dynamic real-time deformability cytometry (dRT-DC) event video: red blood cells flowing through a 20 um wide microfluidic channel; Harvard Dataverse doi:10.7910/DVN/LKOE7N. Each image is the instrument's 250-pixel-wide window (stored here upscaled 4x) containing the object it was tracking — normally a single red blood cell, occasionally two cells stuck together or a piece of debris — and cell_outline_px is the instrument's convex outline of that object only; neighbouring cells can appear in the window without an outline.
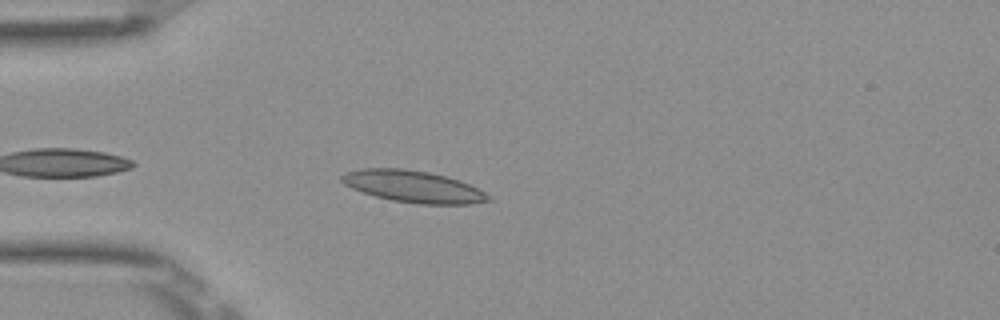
{"species": "Egyptian fruit bat (a non-hibernating species)", "species_latin": "Rousettus aegyptiacus", "temperature_condition": "room temperature", "stored_images_in_passage": 35, "camera_frame_rate_fps": 3000, "um_per_image_px": 0.085, "frame": {"image": 1, "passage_image": 4, "time_ms": 1.0, "image_size_px": [1000, 320], "cell_outline_px": [[492, 200], [472, 204], [420, 204], [392, 200], [376, 196], [352, 188], [344, 184], [340, 180], [340, 176], [344, 172], [360, 168], [404, 168], [428, 172], [448, 176], [460, 180], [484, 192]], "centroid_in_image_um": [35.1, 15.84], "position_along_channel_um": 49.9, "area_um2": 27.17}}
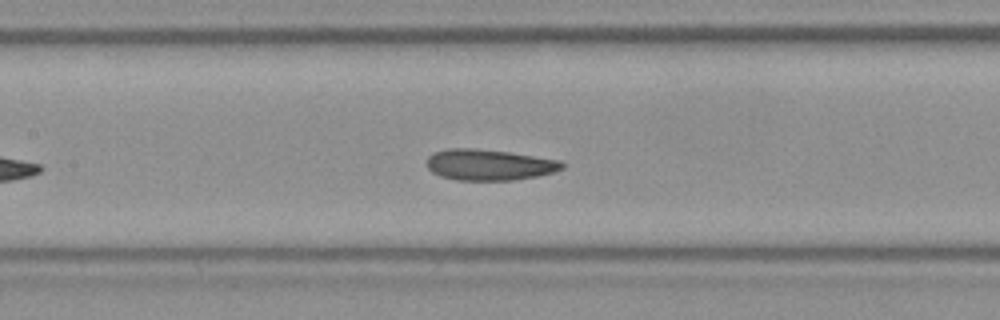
{"frame": {"image": 2, "passage_image": 14, "time_ms": 4.333, "image_size_px": [1000, 320], "cell_outline_px": [[564, 168], [552, 172], [536, 176], [512, 180], [456, 180], [440, 176], [432, 172], [428, 168], [428, 156], [432, 152], [448, 148], [476, 148], [508, 152], [560, 160], [564, 164]], "centroid_in_image_um": [41.54, 14.0], "position_along_channel_um": 165.9, "area_um2": 24.39}}
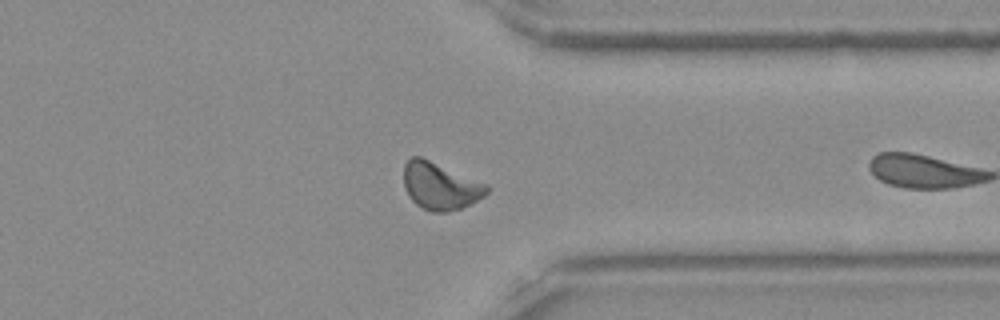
{"frame": {"image": 3, "passage_image": 27, "time_ms": 8.667, "image_size_px": [1000, 320], "cell_outline_px": [[488, 192], [484, 196], [460, 208], [448, 212], [432, 212], [416, 204], [408, 196], [404, 188], [404, 164], [412, 156], [420, 156], [488, 184]], "centroid_in_image_um": [37.4, 15.8], "position_along_channel_um": 374.0, "area_um2": 22.72}, "authors_computed_cell_mechanics": {"area_um2": 23.9292, "velocity_mm_per_s": 3.8625, "shape_relaxation_time_tau1_ms": 3.2675, "shape_relaxation_time_tau2_ms": 1.252, "deformation_change_tau1": 0.094, "deformation_change_tau2": 0.0606}}